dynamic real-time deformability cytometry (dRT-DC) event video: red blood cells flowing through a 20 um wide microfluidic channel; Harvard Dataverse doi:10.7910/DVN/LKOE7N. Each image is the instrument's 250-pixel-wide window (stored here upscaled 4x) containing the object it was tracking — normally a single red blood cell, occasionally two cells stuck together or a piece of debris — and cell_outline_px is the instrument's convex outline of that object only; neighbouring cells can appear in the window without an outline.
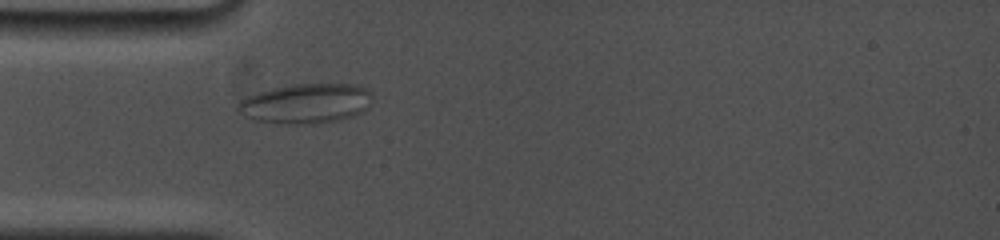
{"species": "common noctule bat (a hibernating species)", "species_latin": "Nyctalus noctula", "temperature_condition": "cold", "stored_images_in_passage": 1, "camera_frame_rate_fps": 5000, "um_per_image_px": 0.085, "animal": {"sex": "female", "body_mass_g": 19.0, "forearm_length_mm": 53.3}, "frame": {"image": 1, "passage_image": 1, "time_ms": 0.0, "image_size_px": [1000, 240], "cell_outline_px": [[372, 96], [368, 108], [352, 116], [336, 120], [312, 124], [288, 124], [256, 120], [240, 112], [236, 108], [236, 104], [240, 100], [248, 96], [272, 88], [292, 84], [356, 84], [372, 92]], "centroid_in_image_um": [26.02, 8.79], "position_along_channel_um": 59.0, "area_um2": 30.98}}